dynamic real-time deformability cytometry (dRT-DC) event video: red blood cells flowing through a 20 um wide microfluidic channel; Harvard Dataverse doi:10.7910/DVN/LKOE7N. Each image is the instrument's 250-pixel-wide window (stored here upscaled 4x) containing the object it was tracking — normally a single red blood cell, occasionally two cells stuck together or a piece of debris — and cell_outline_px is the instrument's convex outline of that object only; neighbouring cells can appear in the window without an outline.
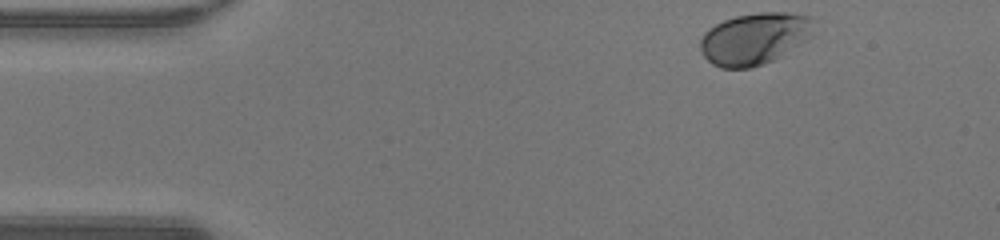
{"species": "human", "species_latin": "Homo sapiens", "temperature_condition": "warm", "stored_images_in_passage": 41, "camera_frame_rate_fps": 3000, "um_per_image_px": 0.085, "donor": {"sex": "male"}, "frame": {"image": 1, "passage_image": 1, "time_ms": 0.0, "image_size_px": [1000, 240], "cell_outline_px": [[816, 20], [812, 36], [808, 40], [780, 56], [764, 64], [752, 68], [720, 68], [712, 64], [700, 52], [700, 40], [704, 32], [708, 28], [724, 20], [736, 16], [760, 12], [788, 12], [812, 16]], "centroid_in_image_um": [64.17, 3.27], "position_along_channel_um": 20.8, "area_um2": 34.8}}
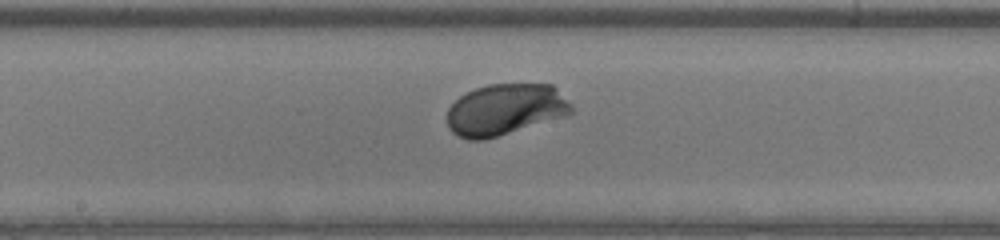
{"frame": {"image": 2, "passage_image": 20, "time_ms": 6.333, "image_size_px": [1000, 240], "cell_outline_px": [[572, 112], [564, 116], [484, 140], [468, 140], [456, 136], [448, 128], [448, 108], [460, 96], [476, 88], [488, 84], [552, 84], [572, 104]], "centroid_in_image_um": [42.92, 9.31], "position_along_channel_um": 205.3, "area_um2": 36.99}}
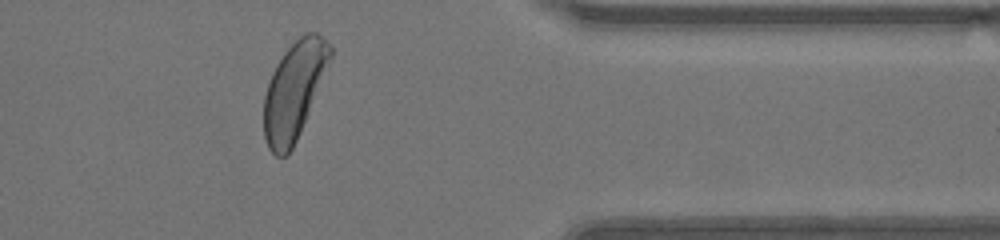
{"frame": {"image": 3, "passage_image": 34, "time_ms": 11.0, "image_size_px": [1000, 240], "cell_outline_px": [[332, 60], [296, 140], [288, 156], [276, 156], [268, 148], [264, 136], [264, 96], [272, 72], [276, 64], [284, 52], [300, 36], [308, 32], [316, 32], [332, 48]], "centroid_in_image_um": [25.0, 7.7], "position_along_channel_um": 386.4, "area_um2": 37.28}, "authors_computed_cell_mechanics": {"area_um2": 36.703, "velocity_mm_per_s": 4.2936, "shape_relaxation_time_tau1_ms": 1.2192, "shape_relaxation_time_tau2_ms": null, "deformation_change_tau1": 0.123, "deformation_change_tau2": null}}